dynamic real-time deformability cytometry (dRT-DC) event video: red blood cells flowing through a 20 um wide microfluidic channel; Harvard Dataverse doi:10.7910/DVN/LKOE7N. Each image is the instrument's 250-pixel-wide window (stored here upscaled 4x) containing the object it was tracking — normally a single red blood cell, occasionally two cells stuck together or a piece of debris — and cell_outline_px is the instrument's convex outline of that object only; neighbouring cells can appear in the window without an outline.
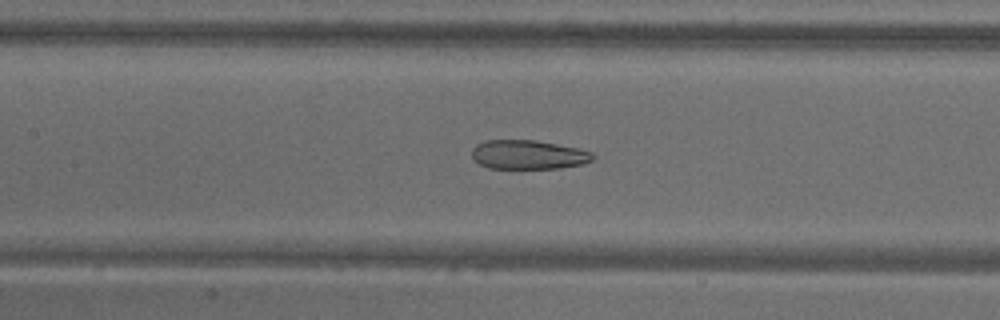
{"species": "common noctule bat (a hibernating species)", "species_latin": "Nyctalus noctula", "temperature_condition": "warm", "stored_images_in_passage": 51, "camera_frame_rate_fps": 3000, "um_per_image_px": 0.085, "animal": {"sex": "male", "body_mass_g": 18.8}, "frame": {"image": 1, "passage_image": 23, "time_ms": 7.333, "image_size_px": [1000, 320], "cell_outline_px": [[596, 156], [592, 160], [584, 164], [560, 168], [488, 168], [472, 160], [472, 148], [476, 144], [484, 140], [536, 140], [576, 148], [592, 152]], "centroid_in_image_um": [44.88, 13.15], "position_along_channel_um": 162.5, "area_um2": 20.63}}
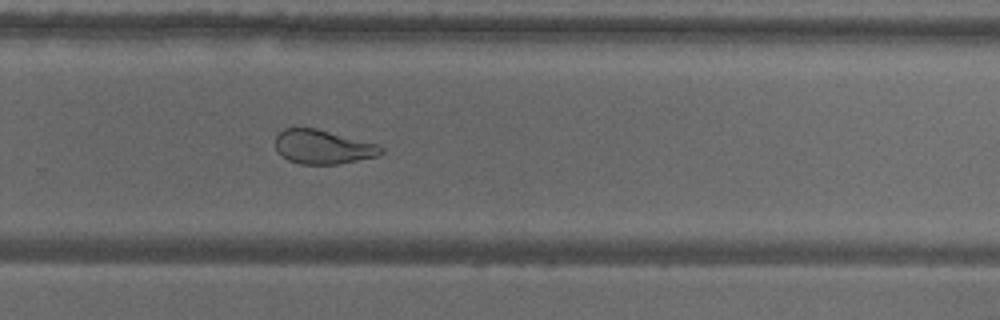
{"frame": {"image": 2, "passage_image": 34, "time_ms": 11.0, "image_size_px": [1000, 320], "cell_outline_px": [[384, 152], [376, 156], [336, 164], [300, 164], [288, 160], [280, 156], [276, 152], [276, 136], [284, 128], [316, 128], [376, 144], [384, 148]], "centroid_in_image_um": [27.4, 12.49], "position_along_channel_um": 302.4, "area_um2": 20.81}}
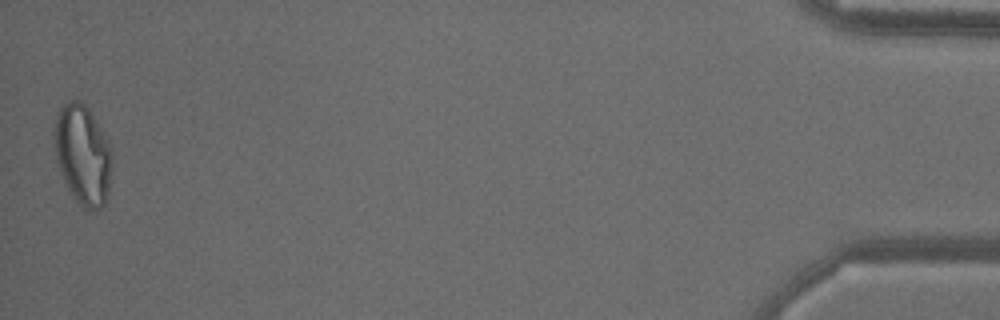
{"frame": {"image": 3, "passage_image": 51, "time_ms": 16.667, "image_size_px": [1000, 320], "cell_outline_px": [[112, 168], [108, 192], [104, 204], [100, 208], [92, 212], [80, 208], [72, 196], [60, 172], [56, 160], [52, 132], [56, 116], [60, 108], [68, 100], [80, 100], [88, 108], [104, 136], [112, 152]], "centroid_in_image_um": [7.01, 13.19], "position_along_channel_um": 428.2, "area_um2": 33.93}, "authors_computed_cell_mechanics": {"area_um2": 27.3972, "velocity_mm_per_s": 3.8263, "shape_relaxation_time_tau1_ms": null, "shape_relaxation_time_tau2_ms": 1.6316, "deformation_change_tau1": null, "deformation_change_tau2": 0.0932}}